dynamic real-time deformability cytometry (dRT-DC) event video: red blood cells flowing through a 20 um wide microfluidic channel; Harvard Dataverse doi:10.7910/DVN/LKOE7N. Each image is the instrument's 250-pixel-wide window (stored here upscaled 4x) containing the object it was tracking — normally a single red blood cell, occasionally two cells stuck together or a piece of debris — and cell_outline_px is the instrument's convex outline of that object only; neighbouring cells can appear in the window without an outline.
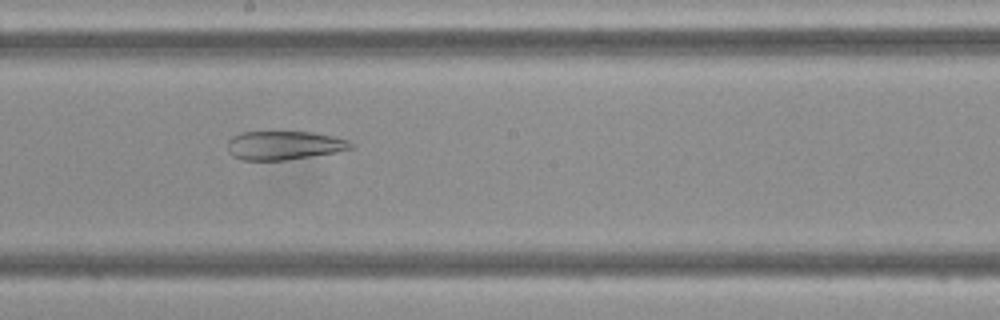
{"species": "Egyptian fruit bat (a non-hibernating species)", "species_latin": "Rousettus aegyptiacus", "temperature_condition": "cold", "stored_images_in_passage": 39, "camera_frame_rate_fps": 3000, "um_per_image_px": 0.085, "frame": {"image": 1, "passage_image": 17, "time_ms": 5.333, "image_size_px": [1000, 320], "cell_outline_px": [[352, 148], [336, 152], [284, 160], [240, 160], [232, 156], [228, 152], [228, 140], [232, 136], [240, 132], [312, 132], [332, 136], [348, 140], [352, 144]], "centroid_in_image_um": [24.09, 12.35], "position_along_channel_um": 224.1, "area_um2": 20.58}}
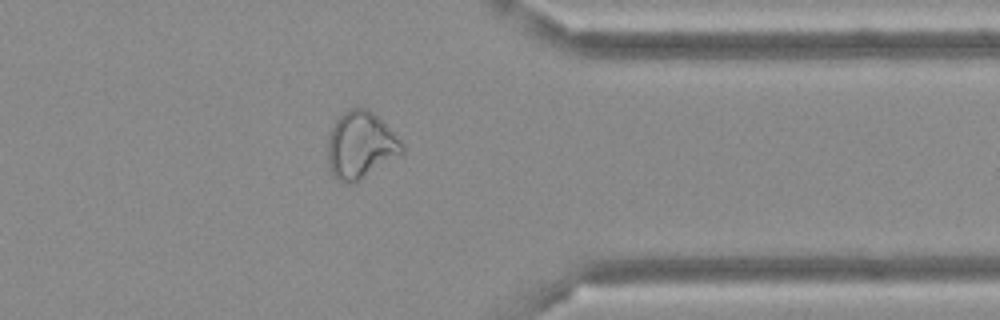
{"frame": {"image": 2, "passage_image": 29, "time_ms": 9.333, "image_size_px": [1000, 320], "cell_outline_px": [[404, 152], [400, 156], [356, 184], [344, 184], [336, 180], [328, 168], [328, 136], [336, 120], [348, 108], [368, 108], [404, 144]], "centroid_in_image_um": [30.64, 12.41], "position_along_channel_um": 380.8, "area_um2": 29.36}}
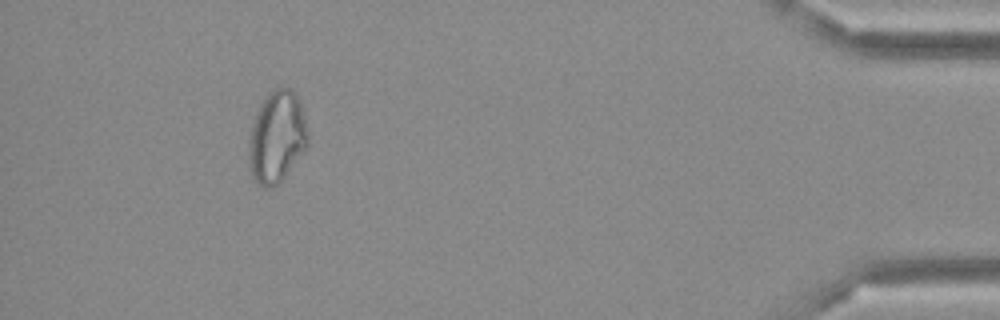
{"frame": {"image": 3, "passage_image": 35, "time_ms": 11.333, "image_size_px": [1000, 320], "cell_outline_px": [[308, 144], [284, 176], [272, 188], [264, 188], [252, 176], [248, 160], [248, 140], [252, 124], [256, 112], [264, 96], [272, 88], [292, 88], [296, 92], [300, 100], [308, 132]], "centroid_in_image_um": [23.51, 11.58], "position_along_channel_um": 411.7, "area_um2": 31.67}}